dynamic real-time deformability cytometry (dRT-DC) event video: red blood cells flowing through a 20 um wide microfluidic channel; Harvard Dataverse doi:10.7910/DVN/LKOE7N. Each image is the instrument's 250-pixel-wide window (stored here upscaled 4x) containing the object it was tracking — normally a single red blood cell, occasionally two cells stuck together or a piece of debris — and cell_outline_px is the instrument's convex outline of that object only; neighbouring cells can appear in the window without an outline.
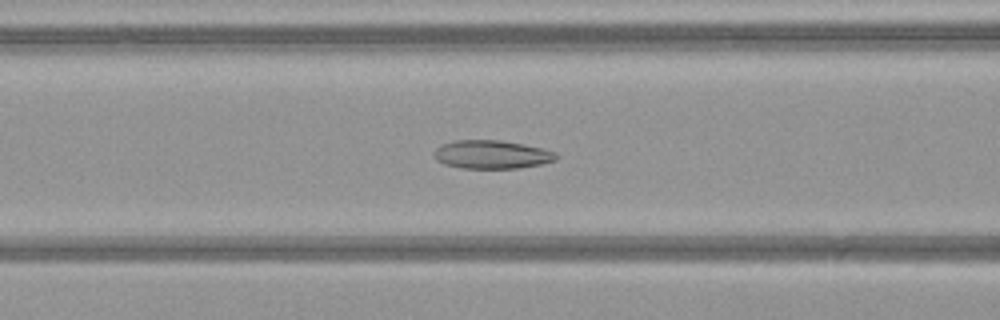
{"species": "common noctule bat (a hibernating species)", "species_latin": "Nyctalus noctula", "temperature_condition": "warm", "stored_images_in_passage": 51, "camera_frame_rate_fps": 3000, "um_per_image_px": 0.085, "animal": {"sex": "female", "body_mass_g": 21.9}, "frame": {"image": 1, "passage_image": 22, "time_ms": 7.0, "image_size_px": [1000, 320], "cell_outline_px": [[556, 160], [540, 164], [520, 168], [460, 168], [444, 164], [436, 160], [432, 152], [440, 144], [452, 140], [500, 140], [524, 144], [556, 152]], "centroid_in_image_um": [41.73, 13.12], "position_along_channel_um": 124.9, "area_um2": 20.35}}
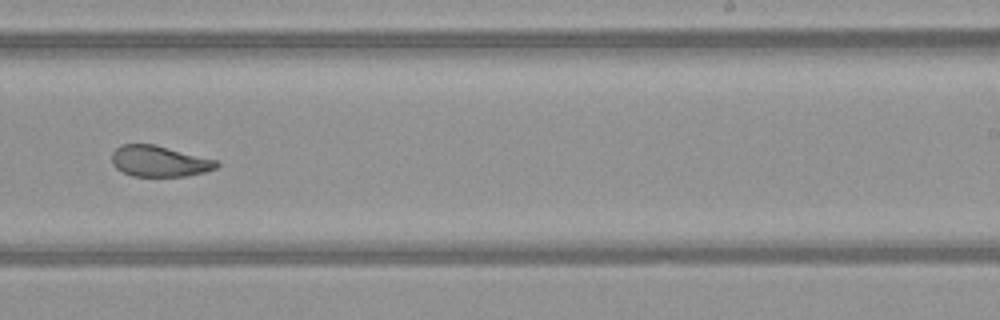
{"frame": {"image": 2, "passage_image": 33, "time_ms": 10.667, "image_size_px": [1000, 320], "cell_outline_px": [[220, 164], [216, 168], [204, 172], [188, 176], [132, 176], [116, 168], [112, 164], [112, 152], [120, 144], [156, 144], [216, 160]], "centroid_in_image_um": [13.53, 13.69], "position_along_channel_um": 275.5, "area_um2": 18.96}}
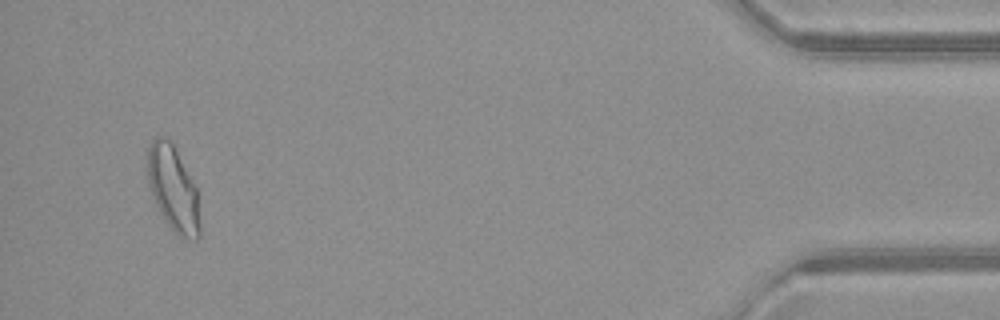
{"frame": {"image": 3, "passage_image": 49, "time_ms": 16.0, "image_size_px": [1000, 320], "cell_outline_px": [[200, 236], [196, 240], [176, 236], [160, 212], [152, 196], [148, 180], [148, 148], [152, 140], [156, 136], [164, 136], [172, 144], [196, 188], [200, 220]], "centroid_in_image_um": [14.72, 16.09], "position_along_channel_um": 420.5, "area_um2": 25.61}, "authors_computed_cell_mechanics": {"area_um2": 22.831, "velocity_mm_per_s": 4.1109, "shape_relaxation_time_tau1_ms": 6.8516, "shape_relaxation_time_tau2_ms": 1.3158, "deformation_change_tau1": 0.1762, "deformation_change_tau2": 0.0764}}